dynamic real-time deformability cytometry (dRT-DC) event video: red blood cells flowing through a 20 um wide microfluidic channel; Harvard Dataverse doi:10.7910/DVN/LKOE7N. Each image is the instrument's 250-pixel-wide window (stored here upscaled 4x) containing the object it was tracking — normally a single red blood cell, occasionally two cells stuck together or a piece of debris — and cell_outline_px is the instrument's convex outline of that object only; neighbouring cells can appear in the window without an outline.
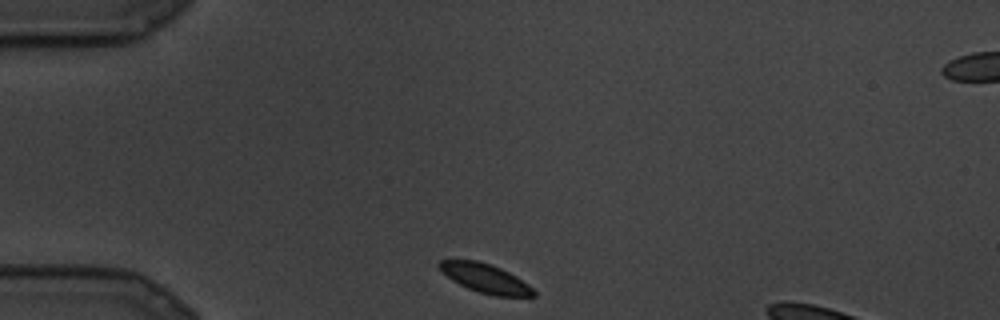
{"species": "common noctule bat (a hibernating species)", "species_latin": "Nyctalus noctula", "temperature_condition": "cold", "stored_images_in_passage": 22, "camera_frame_rate_fps": 3000, "um_per_image_px": 0.085, "animal": {"sex": "male", "body_mass_g": 19.5, "forearm_length_mm": 54.6}, "frame": {"image": 1, "passage_image": 1, "time_ms": 0.0, "image_size_px": [1000, 320], "cell_outline_px": [[536, 296], [496, 296], [480, 292], [468, 288], [452, 280], [436, 264], [440, 260], [476, 260], [500, 268], [516, 276], [528, 284], [536, 292]], "centroid_in_image_um": [41.27, 23.65], "position_along_channel_um": 43.7, "area_um2": 15.61}}
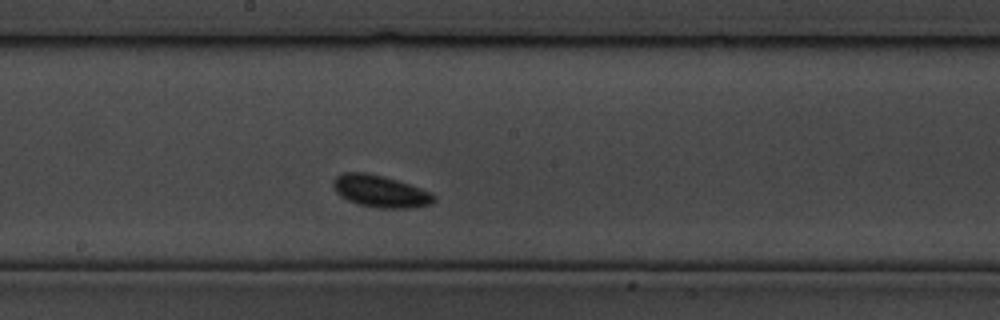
{"frame": {"image": 2, "passage_image": 9, "time_ms": 2.667, "image_size_px": [1000, 320], "cell_outline_px": [[436, 200], [432, 204], [412, 208], [380, 208], [360, 204], [348, 200], [340, 196], [336, 192], [332, 184], [332, 180], [340, 172], [368, 172], [384, 176], [432, 192], [436, 196]], "centroid_in_image_um": [32.33, 16.25], "position_along_channel_um": 215.9, "area_um2": 18.96}}
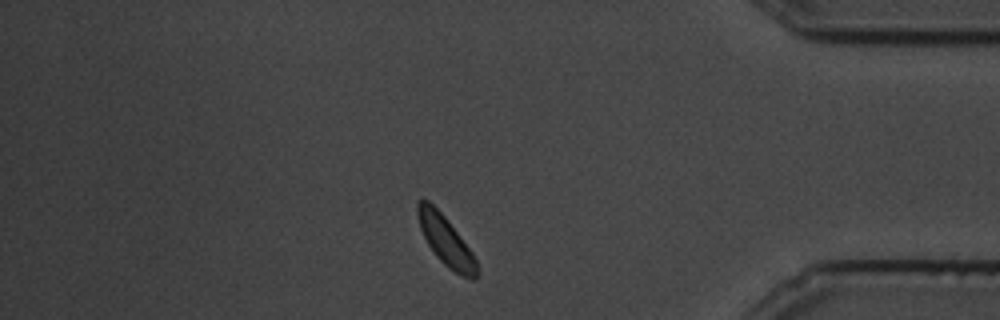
{"frame": {"image": 3, "passage_image": 17, "time_ms": 5.333, "image_size_px": [1000, 320], "cell_outline_px": [[480, 272], [472, 280], [460, 276], [448, 268], [436, 256], [428, 244], [420, 228], [416, 212], [416, 204], [420, 200], [428, 200], [444, 216], [472, 252], [476, 260]], "centroid_in_image_um": [37.9, 20.51], "position_along_channel_um": 397.3, "area_um2": 16.94}}